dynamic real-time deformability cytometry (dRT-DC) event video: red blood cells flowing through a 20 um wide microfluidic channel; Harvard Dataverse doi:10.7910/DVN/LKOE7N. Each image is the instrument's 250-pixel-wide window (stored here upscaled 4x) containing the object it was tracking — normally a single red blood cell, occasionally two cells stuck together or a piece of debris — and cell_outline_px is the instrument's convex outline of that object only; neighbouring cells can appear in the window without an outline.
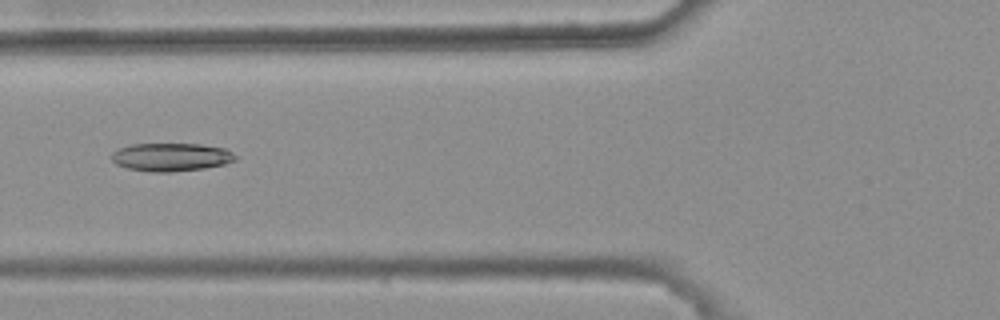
{"species": "common noctule bat (a hibernating species)", "species_latin": "Nyctalus noctula", "temperature_condition": "warm", "stored_images_in_passage": 5, "camera_frame_rate_fps": 3000, "um_per_image_px": 0.085, "animal": {"sex": "female", "body_mass_g": 25.1}, "frame": {"image": 1, "passage_image": 5, "time_ms": 1.333, "image_size_px": [1000, 320], "cell_outline_px": [[236, 160], [224, 164], [204, 168], [172, 172], [152, 172], [128, 168], [116, 164], [112, 160], [112, 152], [120, 148], [132, 144], [200, 144], [224, 148], [232, 152], [236, 156]], "centroid_in_image_um": [14.55, 13.35], "position_along_channel_um": 111.3, "area_um2": 20.23}}